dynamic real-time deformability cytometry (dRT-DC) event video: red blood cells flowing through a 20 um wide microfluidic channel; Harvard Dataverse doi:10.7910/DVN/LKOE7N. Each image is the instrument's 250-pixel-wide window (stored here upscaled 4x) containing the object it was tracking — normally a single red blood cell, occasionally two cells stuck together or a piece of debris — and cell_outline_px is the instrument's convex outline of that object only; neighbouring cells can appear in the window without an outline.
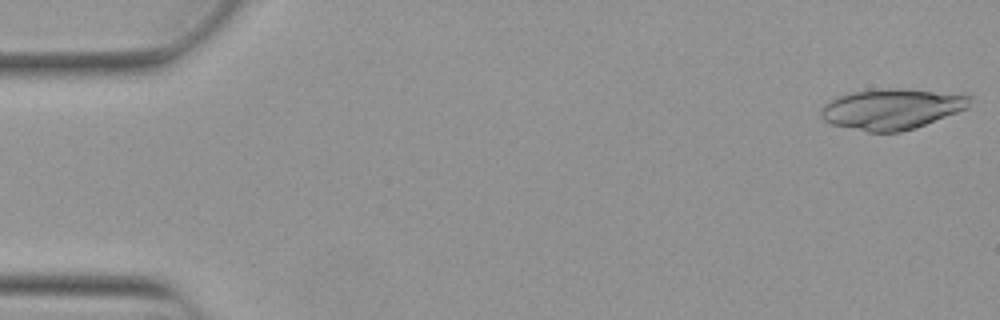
{"species": "Egyptian fruit bat (a non-hibernating species)", "species_latin": "Rousettus aegyptiacus", "temperature_condition": "warm", "stored_images_in_passage": 11, "camera_frame_rate_fps": 3000, "um_per_image_px": 0.085, "animal": {"sex": "female"}, "frame": {"image": 1, "passage_image": 1, "time_ms": 0.0, "image_size_px": [1000, 320], "cell_outline_px": [[972, 96], [968, 108], [916, 128], [900, 132], [868, 132], [832, 124], [824, 120], [820, 116], [820, 112], [824, 104], [836, 96], [852, 92], [884, 88], [908, 88]], "centroid_in_image_um": [75.79, 9.26], "position_along_channel_um": 9.2, "area_um2": 35.32}}